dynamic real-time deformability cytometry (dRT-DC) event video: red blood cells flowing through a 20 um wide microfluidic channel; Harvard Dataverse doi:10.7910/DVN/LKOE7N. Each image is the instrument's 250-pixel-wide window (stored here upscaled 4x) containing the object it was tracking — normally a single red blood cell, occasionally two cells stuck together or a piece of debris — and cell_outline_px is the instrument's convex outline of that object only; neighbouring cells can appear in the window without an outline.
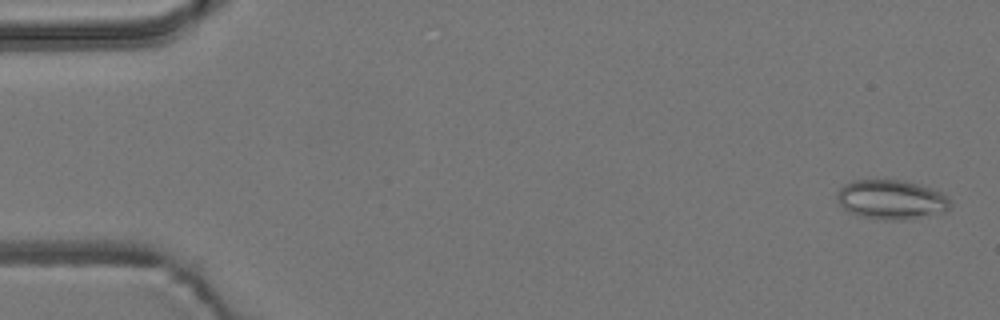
{"species": "common noctule bat (a hibernating species)", "species_latin": "Nyctalus noctula", "temperature_condition": "room temperature", "stored_images_in_passage": 57, "camera_frame_rate_fps": 3000, "um_per_image_px": 0.085, "animal": {"sex": "male", "body_mass_g": 19.2, "forearm_length_mm": 51.8}, "frame": {"image": 1, "passage_image": 2, "time_ms": 0.333, "image_size_px": [1000, 320], "cell_outline_px": [[952, 204], [948, 212], [912, 216], [860, 216], [844, 208], [840, 204], [836, 196], [840, 188], [844, 184], [852, 180], [900, 180], [932, 188], [948, 196], [952, 200]], "centroid_in_image_um": [75.79, 16.89], "position_along_channel_um": 9.2, "area_um2": 24.74}}
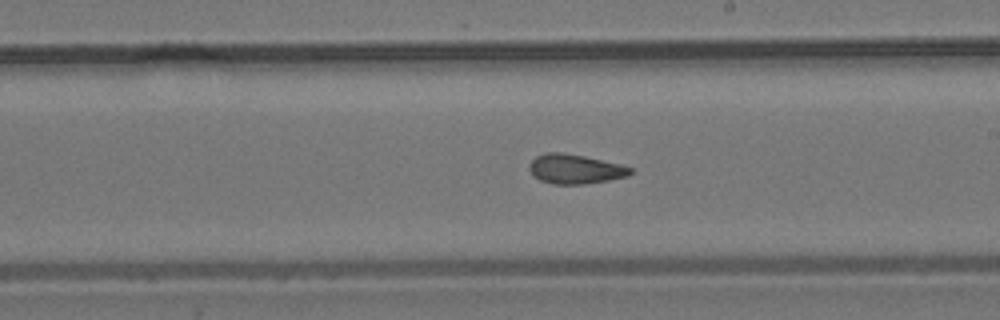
{"frame": {"image": 2, "passage_image": 32, "time_ms": 10.333, "image_size_px": [1000, 320], "cell_outline_px": [[632, 172], [628, 176], [608, 180], [584, 184], [552, 184], [540, 180], [528, 168], [528, 164], [536, 156], [544, 152], [564, 152], [584, 156], [620, 164], [632, 168]], "centroid_in_image_um": [48.87, 14.36], "position_along_channel_um": 240.1, "area_um2": 17.34}}
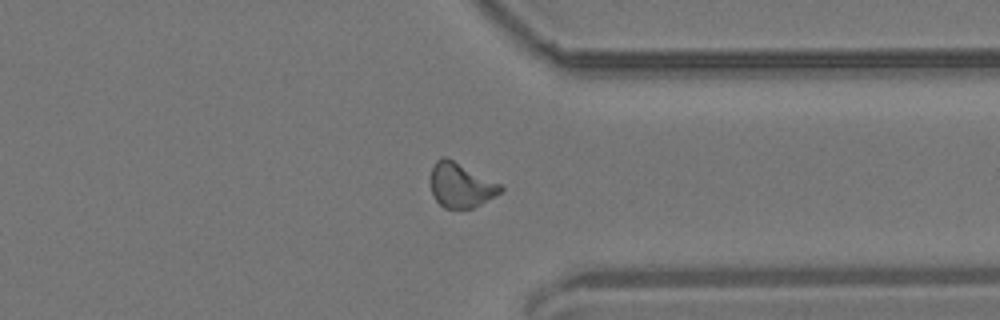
{"frame": {"image": 3, "passage_image": 43, "time_ms": 14.0, "image_size_px": [1000, 320], "cell_outline_px": [[504, 188], [500, 192], [480, 204], [472, 208], [444, 208], [436, 200], [432, 192], [432, 168], [436, 160], [440, 156], [444, 156], [500, 184]], "centroid_in_image_um": [39.15, 15.75], "position_along_channel_um": 372.2, "area_um2": 17.57}, "authors_computed_cell_mechanics": {"area_um2": 17.6868, "velocity_mm_per_s": 3.6807, "shape_relaxation_time_tau1_ms": null, "shape_relaxation_time_tau2_ms": 2.2482, "deformation_change_tau1": null, "deformation_change_tau2": 0.0937}}